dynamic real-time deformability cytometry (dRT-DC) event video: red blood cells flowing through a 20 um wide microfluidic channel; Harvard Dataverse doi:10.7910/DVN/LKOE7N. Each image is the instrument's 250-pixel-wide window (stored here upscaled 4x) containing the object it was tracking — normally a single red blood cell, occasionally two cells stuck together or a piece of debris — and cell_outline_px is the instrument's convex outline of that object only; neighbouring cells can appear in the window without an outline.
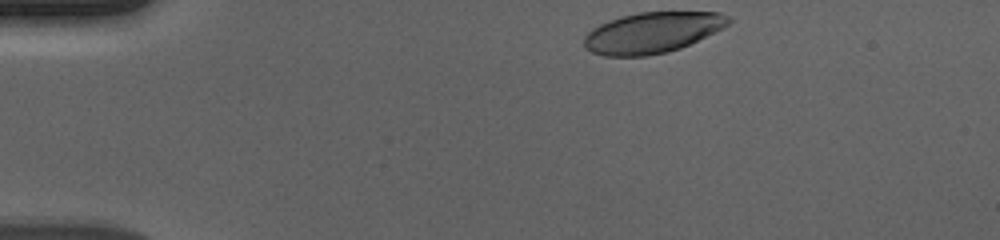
{"species": "human", "species_latin": "Homo sapiens", "temperature_condition": "cold", "stored_images_in_passage": 40, "camera_frame_rate_fps": 3000, "um_per_image_px": 0.085, "donor": {"sex": "male"}, "frame": {"image": 1, "passage_image": 1, "time_ms": 0.0, "image_size_px": [1000, 240], "cell_outline_px": [[732, 20], [724, 28], [680, 48], [668, 52], [648, 56], [604, 56], [592, 52], [584, 48], [584, 36], [592, 28], [600, 24], [620, 16], [640, 12], [720, 12], [728, 16]], "centroid_in_image_um": [55.43, 2.77], "position_along_channel_um": 29.6, "area_um2": 34.45}}
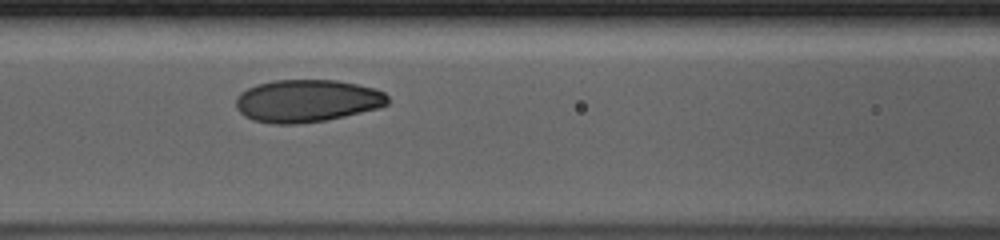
{"frame": {"image": 2, "passage_image": 16, "time_ms": 5.0, "image_size_px": [1000, 240], "cell_outline_px": [[388, 104], [380, 108], [344, 116], [324, 120], [296, 124], [272, 124], [252, 120], [244, 116], [236, 108], [236, 96], [240, 92], [256, 84], [276, 80], [336, 80], [356, 84], [372, 88], [384, 92], [388, 96]], "centroid_in_image_um": [26.07, 8.57], "position_along_channel_um": 140.5, "area_um2": 37.69}}
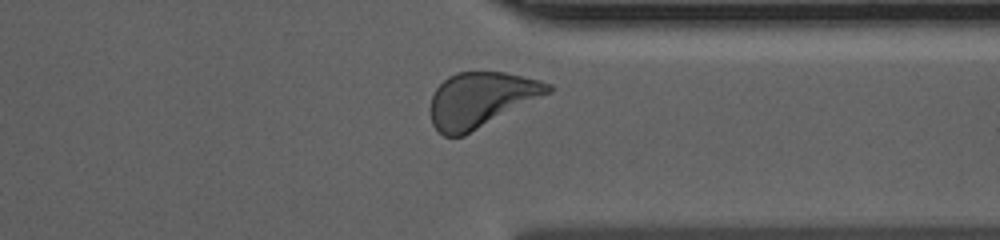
{"frame": {"image": 3, "passage_image": 35, "time_ms": 11.333, "image_size_px": [1000, 240], "cell_outline_px": [[552, 92], [464, 136], [444, 136], [432, 124], [428, 112], [428, 108], [432, 96], [436, 88], [448, 76], [456, 72], [504, 72], [540, 80], [552, 84]], "centroid_in_image_um": [40.86, 8.48], "position_along_channel_um": 370.5, "area_um2": 37.97}, "authors_computed_cell_mechanics": {"area_um2": 37.0209, "velocity_mm_per_s": 3.6424, "shape_relaxation_time_tau1_ms": 1.8153, "shape_relaxation_time_tau2_ms": null, "deformation_change_tau1": 0.1224, "deformation_change_tau2": null}}